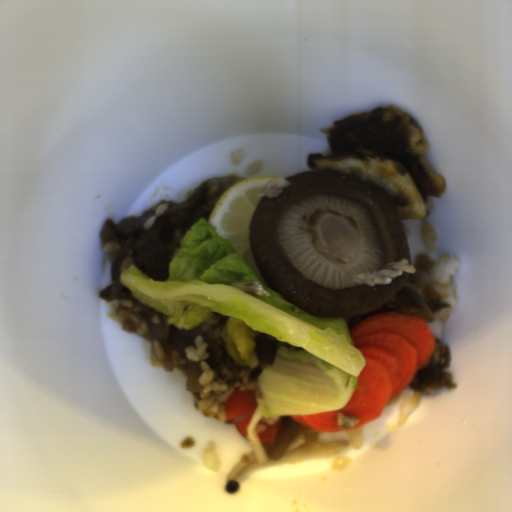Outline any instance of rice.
I'll list each match as a JSON object with an SVG mask.
<instances>
[{"label":"rice","mask_w":512,"mask_h":512,"mask_svg":"<svg viewBox=\"0 0 512 512\" xmlns=\"http://www.w3.org/2000/svg\"><path fill=\"white\" fill-rule=\"evenodd\" d=\"M459 268L458 259L444 255L431 260L429 255L419 254L408 260L392 262L378 271L355 276L351 284L366 283L369 287L377 283H392L393 278L408 272L406 281L418 286L422 297L436 321H447L452 306L456 305L455 288L450 278Z\"/></svg>","instance_id":"1"},{"label":"rice","mask_w":512,"mask_h":512,"mask_svg":"<svg viewBox=\"0 0 512 512\" xmlns=\"http://www.w3.org/2000/svg\"><path fill=\"white\" fill-rule=\"evenodd\" d=\"M207 345L202 336L194 337V345H189L186 350V357L189 361H195L202 367V372L199 375L202 390L192 392L194 396V406L203 417L214 418L220 422L226 421V411L223 403L230 396L234 388L239 391H258L260 390L258 383H252L248 379H241L240 381L224 385L215 380L211 369L205 363V358L208 356L206 352Z\"/></svg>","instance_id":"2"}]
</instances>
